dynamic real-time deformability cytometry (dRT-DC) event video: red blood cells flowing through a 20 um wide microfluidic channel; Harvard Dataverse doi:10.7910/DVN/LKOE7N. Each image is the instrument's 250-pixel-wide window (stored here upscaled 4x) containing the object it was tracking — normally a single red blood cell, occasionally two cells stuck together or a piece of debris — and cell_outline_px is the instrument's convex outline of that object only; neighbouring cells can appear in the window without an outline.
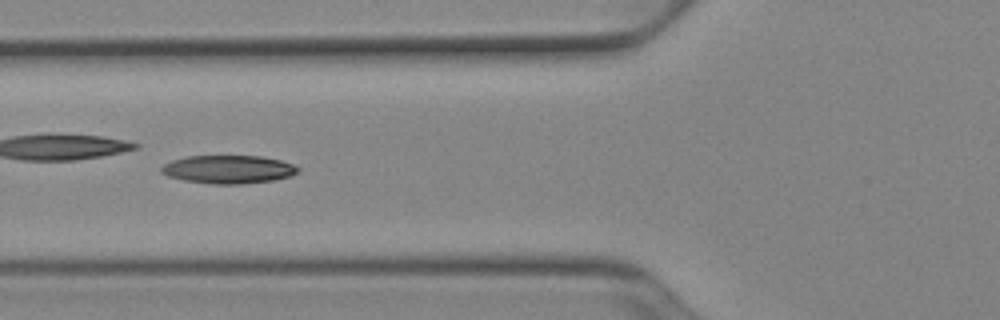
{"species": "Egyptian fruit bat (a non-hibernating species)", "species_latin": "Rousettus aegyptiacus", "temperature_condition": "cold", "stored_images_in_passage": 45, "camera_frame_rate_fps": 3000, "um_per_image_px": 0.085, "animal": {"sex": "female"}, "frame": {"image": 1, "passage_image": 14, "time_ms": 4.333, "image_size_px": [1000, 320], "cell_outline_px": [[300, 168], [296, 172], [288, 176], [272, 180], [244, 184], [212, 184], [184, 180], [168, 176], [160, 172], [160, 168], [164, 164], [172, 160], [188, 156], [260, 156], [280, 160], [292, 164]], "centroid_in_image_um": [19.37, 14.39], "position_along_channel_um": 106.4, "area_um2": 22.31}, "authors_computed_cell_mechanics": {"area_um2": 21.7328, "velocity_mm_per_s": 3.9139, "shape_relaxation_time_tau1_ms": 8.9696, "shape_relaxation_time_tau2_ms": null, "deformation_change_tau1": 0.1997, "deformation_change_tau2": null}}